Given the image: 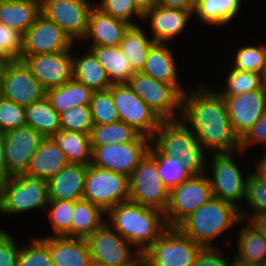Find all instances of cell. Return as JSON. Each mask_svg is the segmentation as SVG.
I'll list each match as a JSON object with an SVG mask.
<instances>
[{
  "label": "cell",
  "mask_w": 266,
  "mask_h": 266,
  "mask_svg": "<svg viewBox=\"0 0 266 266\" xmlns=\"http://www.w3.org/2000/svg\"><path fill=\"white\" fill-rule=\"evenodd\" d=\"M193 93L182 94L180 119L211 154L240 151V139L234 133L223 97L215 90L199 86ZM184 118V119H183Z\"/></svg>",
  "instance_id": "1"
},
{
  "label": "cell",
  "mask_w": 266,
  "mask_h": 266,
  "mask_svg": "<svg viewBox=\"0 0 266 266\" xmlns=\"http://www.w3.org/2000/svg\"><path fill=\"white\" fill-rule=\"evenodd\" d=\"M106 213L110 217V223H106L134 245L141 255L168 228L164 212L130 200L117 204Z\"/></svg>",
  "instance_id": "2"
},
{
  "label": "cell",
  "mask_w": 266,
  "mask_h": 266,
  "mask_svg": "<svg viewBox=\"0 0 266 266\" xmlns=\"http://www.w3.org/2000/svg\"><path fill=\"white\" fill-rule=\"evenodd\" d=\"M241 222L244 220L238 207L213 197L177 227L202 247H216L212 241Z\"/></svg>",
  "instance_id": "3"
},
{
  "label": "cell",
  "mask_w": 266,
  "mask_h": 266,
  "mask_svg": "<svg viewBox=\"0 0 266 266\" xmlns=\"http://www.w3.org/2000/svg\"><path fill=\"white\" fill-rule=\"evenodd\" d=\"M151 143L165 156L178 157L192 175L204 173L205 148L181 119L162 121Z\"/></svg>",
  "instance_id": "4"
},
{
  "label": "cell",
  "mask_w": 266,
  "mask_h": 266,
  "mask_svg": "<svg viewBox=\"0 0 266 266\" xmlns=\"http://www.w3.org/2000/svg\"><path fill=\"white\" fill-rule=\"evenodd\" d=\"M49 201L48 181L20 175L0 181V212L17 214L46 209Z\"/></svg>",
  "instance_id": "5"
},
{
  "label": "cell",
  "mask_w": 266,
  "mask_h": 266,
  "mask_svg": "<svg viewBox=\"0 0 266 266\" xmlns=\"http://www.w3.org/2000/svg\"><path fill=\"white\" fill-rule=\"evenodd\" d=\"M203 247L178 227H168L142 254L146 266H193Z\"/></svg>",
  "instance_id": "6"
},
{
  "label": "cell",
  "mask_w": 266,
  "mask_h": 266,
  "mask_svg": "<svg viewBox=\"0 0 266 266\" xmlns=\"http://www.w3.org/2000/svg\"><path fill=\"white\" fill-rule=\"evenodd\" d=\"M83 199L107 212L129 200V177L90 164L85 177Z\"/></svg>",
  "instance_id": "7"
},
{
  "label": "cell",
  "mask_w": 266,
  "mask_h": 266,
  "mask_svg": "<svg viewBox=\"0 0 266 266\" xmlns=\"http://www.w3.org/2000/svg\"><path fill=\"white\" fill-rule=\"evenodd\" d=\"M212 187L204 173L192 175L169 191L165 219L168 227H177L185 218L213 198Z\"/></svg>",
  "instance_id": "8"
},
{
  "label": "cell",
  "mask_w": 266,
  "mask_h": 266,
  "mask_svg": "<svg viewBox=\"0 0 266 266\" xmlns=\"http://www.w3.org/2000/svg\"><path fill=\"white\" fill-rule=\"evenodd\" d=\"M126 83L162 121L180 119L176 111L181 113L182 94L172 84L142 72L134 73Z\"/></svg>",
  "instance_id": "9"
},
{
  "label": "cell",
  "mask_w": 266,
  "mask_h": 266,
  "mask_svg": "<svg viewBox=\"0 0 266 266\" xmlns=\"http://www.w3.org/2000/svg\"><path fill=\"white\" fill-rule=\"evenodd\" d=\"M92 264L99 266H137L142 261L140 252L132 251V244L105 223L86 238Z\"/></svg>",
  "instance_id": "10"
},
{
  "label": "cell",
  "mask_w": 266,
  "mask_h": 266,
  "mask_svg": "<svg viewBox=\"0 0 266 266\" xmlns=\"http://www.w3.org/2000/svg\"><path fill=\"white\" fill-rule=\"evenodd\" d=\"M120 121L141 135L152 138L162 120L127 83H113L109 88Z\"/></svg>",
  "instance_id": "11"
},
{
  "label": "cell",
  "mask_w": 266,
  "mask_h": 266,
  "mask_svg": "<svg viewBox=\"0 0 266 266\" xmlns=\"http://www.w3.org/2000/svg\"><path fill=\"white\" fill-rule=\"evenodd\" d=\"M129 200L166 211L169 190L159 177L156 162L148 154L138 163L129 178Z\"/></svg>",
  "instance_id": "12"
},
{
  "label": "cell",
  "mask_w": 266,
  "mask_h": 266,
  "mask_svg": "<svg viewBox=\"0 0 266 266\" xmlns=\"http://www.w3.org/2000/svg\"><path fill=\"white\" fill-rule=\"evenodd\" d=\"M151 138L140 135L129 143L108 144L92 151V165L131 177L138 163L149 152Z\"/></svg>",
  "instance_id": "13"
},
{
  "label": "cell",
  "mask_w": 266,
  "mask_h": 266,
  "mask_svg": "<svg viewBox=\"0 0 266 266\" xmlns=\"http://www.w3.org/2000/svg\"><path fill=\"white\" fill-rule=\"evenodd\" d=\"M212 178L209 182L213 196L225 202L238 206V201L246 199L248 175H242L238 165L233 160L232 153L211 154Z\"/></svg>",
  "instance_id": "14"
},
{
  "label": "cell",
  "mask_w": 266,
  "mask_h": 266,
  "mask_svg": "<svg viewBox=\"0 0 266 266\" xmlns=\"http://www.w3.org/2000/svg\"><path fill=\"white\" fill-rule=\"evenodd\" d=\"M0 95L27 107L43 99L46 90L22 60H10L7 61L2 74Z\"/></svg>",
  "instance_id": "15"
},
{
  "label": "cell",
  "mask_w": 266,
  "mask_h": 266,
  "mask_svg": "<svg viewBox=\"0 0 266 266\" xmlns=\"http://www.w3.org/2000/svg\"><path fill=\"white\" fill-rule=\"evenodd\" d=\"M94 5L90 0H41V13L55 22L73 41H82Z\"/></svg>",
  "instance_id": "16"
},
{
  "label": "cell",
  "mask_w": 266,
  "mask_h": 266,
  "mask_svg": "<svg viewBox=\"0 0 266 266\" xmlns=\"http://www.w3.org/2000/svg\"><path fill=\"white\" fill-rule=\"evenodd\" d=\"M74 41L55 22L40 13L23 34L21 55L52 54L70 50Z\"/></svg>",
  "instance_id": "17"
},
{
  "label": "cell",
  "mask_w": 266,
  "mask_h": 266,
  "mask_svg": "<svg viewBox=\"0 0 266 266\" xmlns=\"http://www.w3.org/2000/svg\"><path fill=\"white\" fill-rule=\"evenodd\" d=\"M71 50L52 54L20 55L43 88L60 87L73 78Z\"/></svg>",
  "instance_id": "18"
},
{
  "label": "cell",
  "mask_w": 266,
  "mask_h": 266,
  "mask_svg": "<svg viewBox=\"0 0 266 266\" xmlns=\"http://www.w3.org/2000/svg\"><path fill=\"white\" fill-rule=\"evenodd\" d=\"M43 138L29 126L5 132L7 179L26 174L31 157Z\"/></svg>",
  "instance_id": "19"
},
{
  "label": "cell",
  "mask_w": 266,
  "mask_h": 266,
  "mask_svg": "<svg viewBox=\"0 0 266 266\" xmlns=\"http://www.w3.org/2000/svg\"><path fill=\"white\" fill-rule=\"evenodd\" d=\"M234 133L241 139L266 112V90L223 98Z\"/></svg>",
  "instance_id": "20"
},
{
  "label": "cell",
  "mask_w": 266,
  "mask_h": 266,
  "mask_svg": "<svg viewBox=\"0 0 266 266\" xmlns=\"http://www.w3.org/2000/svg\"><path fill=\"white\" fill-rule=\"evenodd\" d=\"M194 9L167 8L159 5L153 6L144 14L143 20L149 19L154 42L165 43L176 38L187 26L194 15Z\"/></svg>",
  "instance_id": "21"
},
{
  "label": "cell",
  "mask_w": 266,
  "mask_h": 266,
  "mask_svg": "<svg viewBox=\"0 0 266 266\" xmlns=\"http://www.w3.org/2000/svg\"><path fill=\"white\" fill-rule=\"evenodd\" d=\"M130 26L94 6L88 18L86 35L82 40L91 39L90 46H119Z\"/></svg>",
  "instance_id": "22"
},
{
  "label": "cell",
  "mask_w": 266,
  "mask_h": 266,
  "mask_svg": "<svg viewBox=\"0 0 266 266\" xmlns=\"http://www.w3.org/2000/svg\"><path fill=\"white\" fill-rule=\"evenodd\" d=\"M88 166L69 163L63 170L49 179V200L79 201L83 199Z\"/></svg>",
  "instance_id": "23"
},
{
  "label": "cell",
  "mask_w": 266,
  "mask_h": 266,
  "mask_svg": "<svg viewBox=\"0 0 266 266\" xmlns=\"http://www.w3.org/2000/svg\"><path fill=\"white\" fill-rule=\"evenodd\" d=\"M48 248L53 266H92L91 254L85 238L49 235Z\"/></svg>",
  "instance_id": "24"
},
{
  "label": "cell",
  "mask_w": 266,
  "mask_h": 266,
  "mask_svg": "<svg viewBox=\"0 0 266 266\" xmlns=\"http://www.w3.org/2000/svg\"><path fill=\"white\" fill-rule=\"evenodd\" d=\"M68 164L65 154L54 140L51 137L43 138L31 157L26 175L48 181Z\"/></svg>",
  "instance_id": "25"
},
{
  "label": "cell",
  "mask_w": 266,
  "mask_h": 266,
  "mask_svg": "<svg viewBox=\"0 0 266 266\" xmlns=\"http://www.w3.org/2000/svg\"><path fill=\"white\" fill-rule=\"evenodd\" d=\"M173 52L167 44L155 42L149 49L142 73L153 79L172 84L181 94L186 92L178 80L177 66Z\"/></svg>",
  "instance_id": "26"
},
{
  "label": "cell",
  "mask_w": 266,
  "mask_h": 266,
  "mask_svg": "<svg viewBox=\"0 0 266 266\" xmlns=\"http://www.w3.org/2000/svg\"><path fill=\"white\" fill-rule=\"evenodd\" d=\"M41 13V0H0V22L24 34Z\"/></svg>",
  "instance_id": "27"
},
{
  "label": "cell",
  "mask_w": 266,
  "mask_h": 266,
  "mask_svg": "<svg viewBox=\"0 0 266 266\" xmlns=\"http://www.w3.org/2000/svg\"><path fill=\"white\" fill-rule=\"evenodd\" d=\"M81 57H72L73 79L93 91L107 90L113 84L107 76L106 70L98 62L94 54L86 49Z\"/></svg>",
  "instance_id": "28"
},
{
  "label": "cell",
  "mask_w": 266,
  "mask_h": 266,
  "mask_svg": "<svg viewBox=\"0 0 266 266\" xmlns=\"http://www.w3.org/2000/svg\"><path fill=\"white\" fill-rule=\"evenodd\" d=\"M106 70L112 83H126L135 73L126 54L119 46H88Z\"/></svg>",
  "instance_id": "29"
},
{
  "label": "cell",
  "mask_w": 266,
  "mask_h": 266,
  "mask_svg": "<svg viewBox=\"0 0 266 266\" xmlns=\"http://www.w3.org/2000/svg\"><path fill=\"white\" fill-rule=\"evenodd\" d=\"M25 117L27 126L44 138L52 137L61 130L60 115L46 96L25 107Z\"/></svg>",
  "instance_id": "30"
},
{
  "label": "cell",
  "mask_w": 266,
  "mask_h": 266,
  "mask_svg": "<svg viewBox=\"0 0 266 266\" xmlns=\"http://www.w3.org/2000/svg\"><path fill=\"white\" fill-rule=\"evenodd\" d=\"M93 92L91 88L72 78L60 87L48 89L46 97L52 107L61 114L71 107L90 105Z\"/></svg>",
  "instance_id": "31"
},
{
  "label": "cell",
  "mask_w": 266,
  "mask_h": 266,
  "mask_svg": "<svg viewBox=\"0 0 266 266\" xmlns=\"http://www.w3.org/2000/svg\"><path fill=\"white\" fill-rule=\"evenodd\" d=\"M107 213L99 206L84 199L74 201L71 222V237L87 238L101 228L106 222L102 216Z\"/></svg>",
  "instance_id": "32"
},
{
  "label": "cell",
  "mask_w": 266,
  "mask_h": 266,
  "mask_svg": "<svg viewBox=\"0 0 266 266\" xmlns=\"http://www.w3.org/2000/svg\"><path fill=\"white\" fill-rule=\"evenodd\" d=\"M51 138L63 151L69 163L85 165H90L92 163L89 134L60 130Z\"/></svg>",
  "instance_id": "33"
},
{
  "label": "cell",
  "mask_w": 266,
  "mask_h": 266,
  "mask_svg": "<svg viewBox=\"0 0 266 266\" xmlns=\"http://www.w3.org/2000/svg\"><path fill=\"white\" fill-rule=\"evenodd\" d=\"M241 0H196L194 15L211 26H222L231 21L240 9Z\"/></svg>",
  "instance_id": "34"
},
{
  "label": "cell",
  "mask_w": 266,
  "mask_h": 266,
  "mask_svg": "<svg viewBox=\"0 0 266 266\" xmlns=\"http://www.w3.org/2000/svg\"><path fill=\"white\" fill-rule=\"evenodd\" d=\"M154 43L139 25H131L127 30L119 48L126 54L135 73L142 72L149 49Z\"/></svg>",
  "instance_id": "35"
},
{
  "label": "cell",
  "mask_w": 266,
  "mask_h": 266,
  "mask_svg": "<svg viewBox=\"0 0 266 266\" xmlns=\"http://www.w3.org/2000/svg\"><path fill=\"white\" fill-rule=\"evenodd\" d=\"M246 222L245 227L238 230V251L235 255L252 264L262 265L266 263V240L249 221Z\"/></svg>",
  "instance_id": "36"
},
{
  "label": "cell",
  "mask_w": 266,
  "mask_h": 266,
  "mask_svg": "<svg viewBox=\"0 0 266 266\" xmlns=\"http://www.w3.org/2000/svg\"><path fill=\"white\" fill-rule=\"evenodd\" d=\"M141 134L128 124L117 121L107 125L94 124L91 128L89 138L93 151L96 147L108 144H122L135 141Z\"/></svg>",
  "instance_id": "37"
},
{
  "label": "cell",
  "mask_w": 266,
  "mask_h": 266,
  "mask_svg": "<svg viewBox=\"0 0 266 266\" xmlns=\"http://www.w3.org/2000/svg\"><path fill=\"white\" fill-rule=\"evenodd\" d=\"M148 155L156 162L159 177L169 191L192 176L178 157L163 155L152 143Z\"/></svg>",
  "instance_id": "38"
},
{
  "label": "cell",
  "mask_w": 266,
  "mask_h": 266,
  "mask_svg": "<svg viewBox=\"0 0 266 266\" xmlns=\"http://www.w3.org/2000/svg\"><path fill=\"white\" fill-rule=\"evenodd\" d=\"M225 89L217 91L223 98L237 96L245 92L265 90L261 73L231 69L227 75Z\"/></svg>",
  "instance_id": "39"
},
{
  "label": "cell",
  "mask_w": 266,
  "mask_h": 266,
  "mask_svg": "<svg viewBox=\"0 0 266 266\" xmlns=\"http://www.w3.org/2000/svg\"><path fill=\"white\" fill-rule=\"evenodd\" d=\"M49 208V209H48ZM48 217L54 230V237H71V222L74 211V201L49 200Z\"/></svg>",
  "instance_id": "40"
},
{
  "label": "cell",
  "mask_w": 266,
  "mask_h": 266,
  "mask_svg": "<svg viewBox=\"0 0 266 266\" xmlns=\"http://www.w3.org/2000/svg\"><path fill=\"white\" fill-rule=\"evenodd\" d=\"M89 106L94 124L107 125L120 121L109 89L94 91Z\"/></svg>",
  "instance_id": "41"
},
{
  "label": "cell",
  "mask_w": 266,
  "mask_h": 266,
  "mask_svg": "<svg viewBox=\"0 0 266 266\" xmlns=\"http://www.w3.org/2000/svg\"><path fill=\"white\" fill-rule=\"evenodd\" d=\"M245 202L254 212L250 213L249 210L247 212L241 208L242 220L249 221L253 216L266 214V183L259 179L253 171H250L247 179Z\"/></svg>",
  "instance_id": "42"
},
{
  "label": "cell",
  "mask_w": 266,
  "mask_h": 266,
  "mask_svg": "<svg viewBox=\"0 0 266 266\" xmlns=\"http://www.w3.org/2000/svg\"><path fill=\"white\" fill-rule=\"evenodd\" d=\"M27 246L20 247L17 266H53L48 248V236L33 238Z\"/></svg>",
  "instance_id": "43"
},
{
  "label": "cell",
  "mask_w": 266,
  "mask_h": 266,
  "mask_svg": "<svg viewBox=\"0 0 266 266\" xmlns=\"http://www.w3.org/2000/svg\"><path fill=\"white\" fill-rule=\"evenodd\" d=\"M59 115L62 131L90 134L94 125L89 105L71 107Z\"/></svg>",
  "instance_id": "44"
},
{
  "label": "cell",
  "mask_w": 266,
  "mask_h": 266,
  "mask_svg": "<svg viewBox=\"0 0 266 266\" xmlns=\"http://www.w3.org/2000/svg\"><path fill=\"white\" fill-rule=\"evenodd\" d=\"M234 59L233 69L261 73L266 59V47L262 45L240 47Z\"/></svg>",
  "instance_id": "45"
},
{
  "label": "cell",
  "mask_w": 266,
  "mask_h": 266,
  "mask_svg": "<svg viewBox=\"0 0 266 266\" xmlns=\"http://www.w3.org/2000/svg\"><path fill=\"white\" fill-rule=\"evenodd\" d=\"M97 6L104 13L123 20L130 25H137L131 18L136 16L143 20L144 14L136 7L133 0H101Z\"/></svg>",
  "instance_id": "46"
},
{
  "label": "cell",
  "mask_w": 266,
  "mask_h": 266,
  "mask_svg": "<svg viewBox=\"0 0 266 266\" xmlns=\"http://www.w3.org/2000/svg\"><path fill=\"white\" fill-rule=\"evenodd\" d=\"M25 126V107L0 95V128L6 132Z\"/></svg>",
  "instance_id": "47"
},
{
  "label": "cell",
  "mask_w": 266,
  "mask_h": 266,
  "mask_svg": "<svg viewBox=\"0 0 266 266\" xmlns=\"http://www.w3.org/2000/svg\"><path fill=\"white\" fill-rule=\"evenodd\" d=\"M23 49V34L0 22V57L6 60H20Z\"/></svg>",
  "instance_id": "48"
},
{
  "label": "cell",
  "mask_w": 266,
  "mask_h": 266,
  "mask_svg": "<svg viewBox=\"0 0 266 266\" xmlns=\"http://www.w3.org/2000/svg\"><path fill=\"white\" fill-rule=\"evenodd\" d=\"M12 236L0 229V266H17L20 247Z\"/></svg>",
  "instance_id": "49"
},
{
  "label": "cell",
  "mask_w": 266,
  "mask_h": 266,
  "mask_svg": "<svg viewBox=\"0 0 266 266\" xmlns=\"http://www.w3.org/2000/svg\"><path fill=\"white\" fill-rule=\"evenodd\" d=\"M257 143L266 146V112L240 139V151L245 153L251 144Z\"/></svg>",
  "instance_id": "50"
},
{
  "label": "cell",
  "mask_w": 266,
  "mask_h": 266,
  "mask_svg": "<svg viewBox=\"0 0 266 266\" xmlns=\"http://www.w3.org/2000/svg\"><path fill=\"white\" fill-rule=\"evenodd\" d=\"M216 247H203L197 254L193 266H228V258Z\"/></svg>",
  "instance_id": "51"
},
{
  "label": "cell",
  "mask_w": 266,
  "mask_h": 266,
  "mask_svg": "<svg viewBox=\"0 0 266 266\" xmlns=\"http://www.w3.org/2000/svg\"><path fill=\"white\" fill-rule=\"evenodd\" d=\"M196 0H156V5L177 8V9H194Z\"/></svg>",
  "instance_id": "52"
},
{
  "label": "cell",
  "mask_w": 266,
  "mask_h": 266,
  "mask_svg": "<svg viewBox=\"0 0 266 266\" xmlns=\"http://www.w3.org/2000/svg\"><path fill=\"white\" fill-rule=\"evenodd\" d=\"M7 179V165L5 161V131L0 128V181Z\"/></svg>",
  "instance_id": "53"
},
{
  "label": "cell",
  "mask_w": 266,
  "mask_h": 266,
  "mask_svg": "<svg viewBox=\"0 0 266 266\" xmlns=\"http://www.w3.org/2000/svg\"><path fill=\"white\" fill-rule=\"evenodd\" d=\"M249 222L259 231L262 237L266 240V214L253 216Z\"/></svg>",
  "instance_id": "54"
},
{
  "label": "cell",
  "mask_w": 266,
  "mask_h": 266,
  "mask_svg": "<svg viewBox=\"0 0 266 266\" xmlns=\"http://www.w3.org/2000/svg\"><path fill=\"white\" fill-rule=\"evenodd\" d=\"M256 172L254 171L253 173L261 179L263 182L266 183V152L264 156L260 157V160L256 162Z\"/></svg>",
  "instance_id": "55"
},
{
  "label": "cell",
  "mask_w": 266,
  "mask_h": 266,
  "mask_svg": "<svg viewBox=\"0 0 266 266\" xmlns=\"http://www.w3.org/2000/svg\"><path fill=\"white\" fill-rule=\"evenodd\" d=\"M133 2L143 14L156 5V0H133Z\"/></svg>",
  "instance_id": "56"
},
{
  "label": "cell",
  "mask_w": 266,
  "mask_h": 266,
  "mask_svg": "<svg viewBox=\"0 0 266 266\" xmlns=\"http://www.w3.org/2000/svg\"><path fill=\"white\" fill-rule=\"evenodd\" d=\"M233 256L234 258H232L233 259L232 262H230V258H228V266H258V265L252 264L249 261L243 260L236 255H233Z\"/></svg>",
  "instance_id": "57"
},
{
  "label": "cell",
  "mask_w": 266,
  "mask_h": 266,
  "mask_svg": "<svg viewBox=\"0 0 266 266\" xmlns=\"http://www.w3.org/2000/svg\"><path fill=\"white\" fill-rule=\"evenodd\" d=\"M8 60H6L3 57H0V92H1V81H2V74L5 68V65L7 63Z\"/></svg>",
  "instance_id": "58"
},
{
  "label": "cell",
  "mask_w": 266,
  "mask_h": 266,
  "mask_svg": "<svg viewBox=\"0 0 266 266\" xmlns=\"http://www.w3.org/2000/svg\"><path fill=\"white\" fill-rule=\"evenodd\" d=\"M261 78H262L263 88L266 90V59H265L264 66L261 71Z\"/></svg>",
  "instance_id": "59"
},
{
  "label": "cell",
  "mask_w": 266,
  "mask_h": 266,
  "mask_svg": "<svg viewBox=\"0 0 266 266\" xmlns=\"http://www.w3.org/2000/svg\"><path fill=\"white\" fill-rule=\"evenodd\" d=\"M137 266H146V264L143 261H141Z\"/></svg>",
  "instance_id": "60"
}]
</instances>
